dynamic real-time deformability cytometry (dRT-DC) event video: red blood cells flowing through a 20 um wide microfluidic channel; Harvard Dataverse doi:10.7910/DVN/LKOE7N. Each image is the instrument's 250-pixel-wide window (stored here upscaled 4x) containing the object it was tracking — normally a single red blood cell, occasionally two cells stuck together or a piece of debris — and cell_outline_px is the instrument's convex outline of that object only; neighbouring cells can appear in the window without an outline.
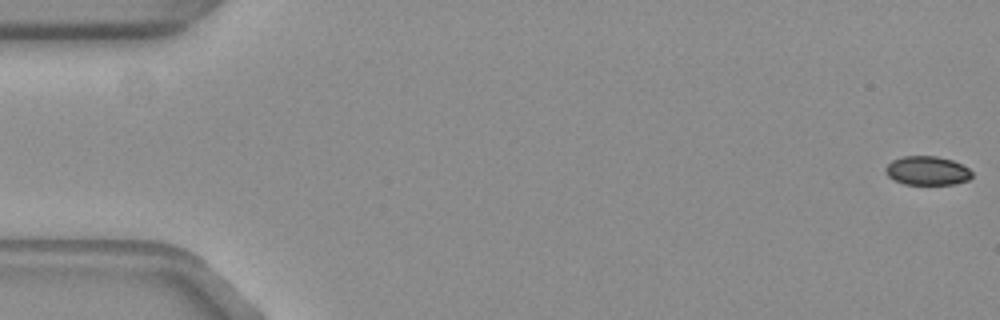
{"species": "common noctule bat (a hibernating species)", "species_latin": "Nyctalus noctula", "temperature_condition": "warm", "stored_images_in_passage": 14, "camera_frame_rate_fps": 3000, "um_per_image_px": 0.085, "animal": {"sex": "female", "body_mass_g": 19.3, "forearm_length_mm": 54.1}, "frame": {"image": 1, "passage_image": 1, "time_ms": 0.0, "image_size_px": [1000, 320], "cell_outline_px": [[972, 176], [968, 180], [952, 184], [904, 184], [888, 176], [884, 172], [884, 168], [892, 160], [904, 156], [936, 156], [952, 160], [968, 168], [972, 172]], "centroid_in_image_um": [78.79, 14.5], "position_along_channel_um": 6.2, "area_um2": 14.45}}
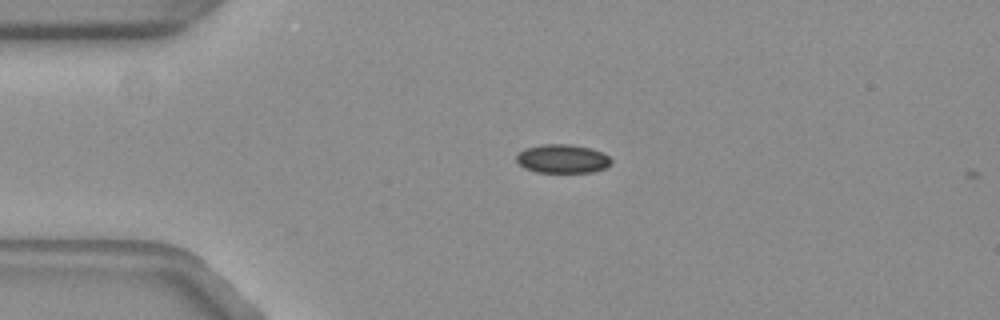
{"frame": {"image": 2, "passage_image": 13, "time_ms": 4.0, "image_size_px": [1000, 320], "cell_outline_px": [[612, 164], [604, 168], [592, 172], [536, 172], [524, 168], [516, 160], [516, 156], [520, 152], [528, 148], [544, 144], [568, 144], [588, 148], [600, 152], [608, 156], [612, 160]], "centroid_in_image_um": [47.81, 13.51], "position_along_channel_um": 37.2, "area_um2": 15.61}}